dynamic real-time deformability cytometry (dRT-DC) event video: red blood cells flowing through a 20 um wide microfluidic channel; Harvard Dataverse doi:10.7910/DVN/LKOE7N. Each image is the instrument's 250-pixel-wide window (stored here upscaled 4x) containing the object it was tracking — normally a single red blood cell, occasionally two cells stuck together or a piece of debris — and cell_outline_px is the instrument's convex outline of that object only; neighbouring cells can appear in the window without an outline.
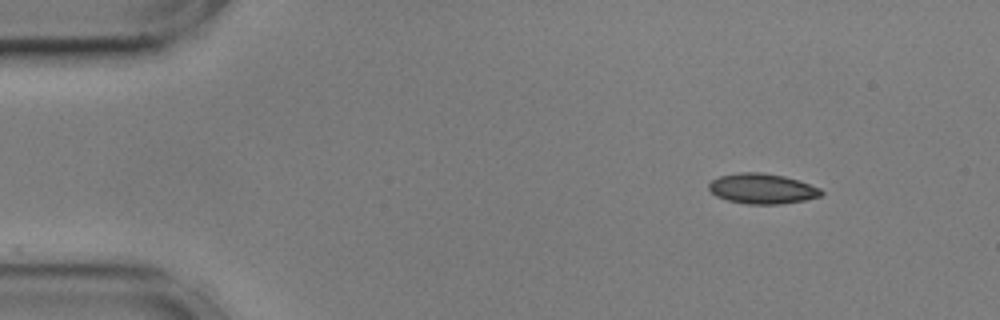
{"species": "common noctule bat (a hibernating species)", "species_latin": "Nyctalus noctula", "temperature_condition": "cold", "stored_images_in_passage": 27, "camera_frame_rate_fps": 3000, "um_per_image_px": 0.085, "animal": {"sex": "male", "body_mass_g": 17.9, "forearm_length_mm": 54.2}, "frame": {"image": 1, "passage_image": 1, "time_ms": 0.0, "image_size_px": [1000, 320], "cell_outline_px": [[824, 192], [820, 196], [804, 200], [780, 204], [748, 204], [728, 200], [716, 196], [708, 188], [708, 184], [712, 180], [720, 176], [740, 172], [760, 172], [784, 176], [800, 180], [820, 188]], "centroid_in_image_um": [64.79, 16.03], "position_along_channel_um": 20.2, "area_um2": 19.77}}
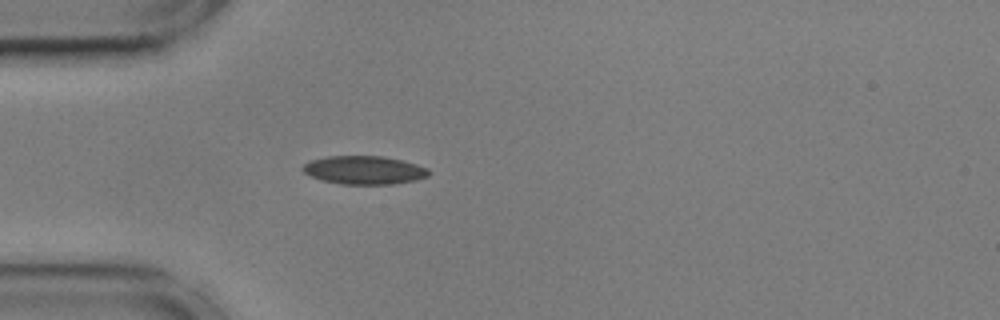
{"frame": {"image": 2, "passage_image": 10, "time_ms": 3.0, "image_size_px": [1000, 320], "cell_outline_px": [[432, 172], [428, 176], [416, 180], [392, 184], [340, 184], [320, 180], [304, 172], [300, 168], [308, 160], [328, 156], [384, 156], [404, 160], [428, 168]], "centroid_in_image_um": [30.96, 14.45], "position_along_channel_um": 54.0, "area_um2": 21.1}}
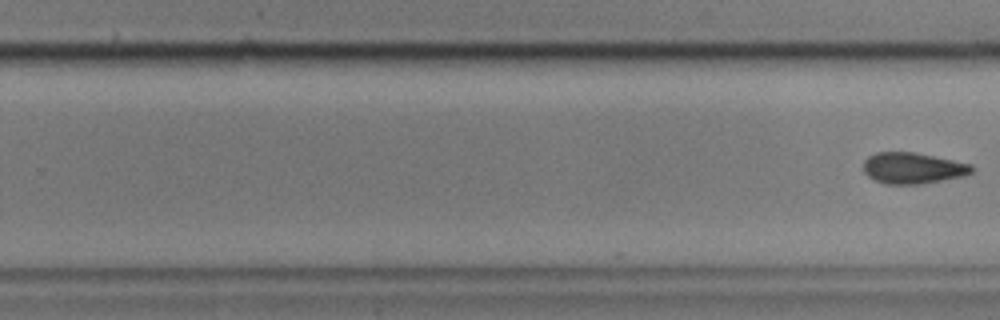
{"frame": {"image": 3, "passage_image": 27, "time_ms": 8.667, "image_size_px": [1000, 320], "cell_outline_px": [[976, 168], [968, 176], [920, 184], [884, 184], [868, 176], [864, 172], [864, 160], [868, 156], [876, 152], [916, 152], [972, 164]], "centroid_in_image_um": [77.64, 14.29], "position_along_channel_um": 252.2, "area_um2": 19.94}}